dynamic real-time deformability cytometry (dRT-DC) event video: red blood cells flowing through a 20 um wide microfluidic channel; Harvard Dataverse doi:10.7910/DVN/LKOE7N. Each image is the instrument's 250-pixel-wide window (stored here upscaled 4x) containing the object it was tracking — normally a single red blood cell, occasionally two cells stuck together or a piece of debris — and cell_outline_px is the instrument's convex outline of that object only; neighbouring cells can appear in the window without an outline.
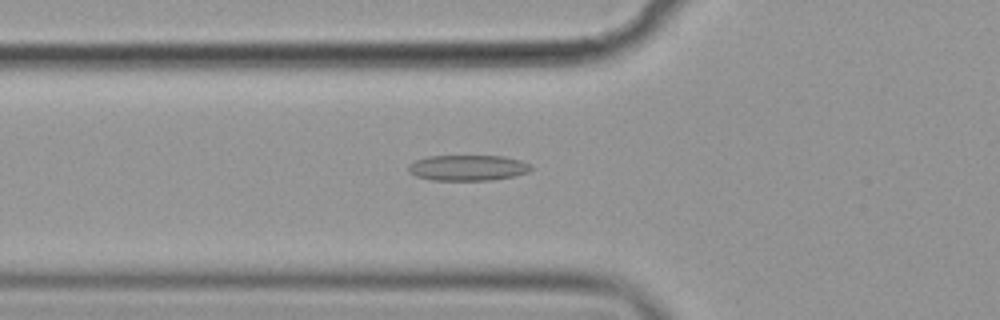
{"species": "common noctule bat (a hibernating species)", "species_latin": "Nyctalus noctula", "temperature_condition": "cold", "stored_images_in_passage": 57, "camera_frame_rate_fps": 3000, "um_per_image_px": 0.085, "animal": {"sex": "female", "body_mass_g": 19.9}, "frame": {"image": 1, "passage_image": 21, "time_ms": 6.667, "image_size_px": [1000, 320], "cell_outline_px": [[532, 168], [528, 172], [512, 176], [488, 180], [432, 180], [416, 176], [408, 172], [408, 164], [416, 160], [428, 156], [504, 156], [520, 160], [528, 164]], "centroid_in_image_um": [39.71, 14.26], "position_along_channel_um": 86.1, "area_um2": 18.21}}
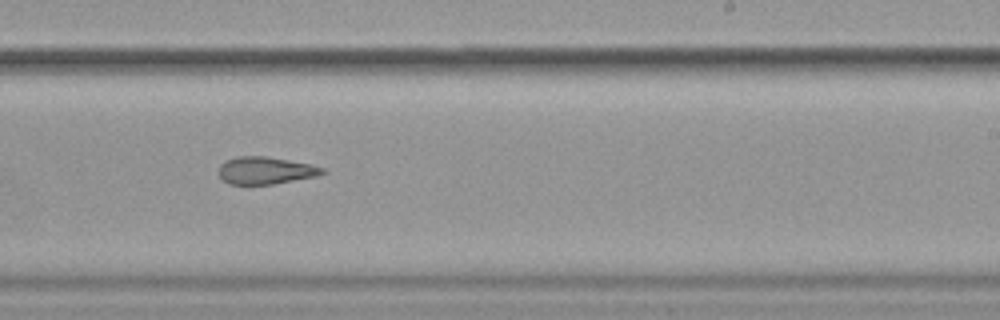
{"frame": {"image": 2, "passage_image": 36, "time_ms": 11.667, "image_size_px": [1000, 320], "cell_outline_px": [[328, 172], [316, 176], [272, 184], [228, 184], [220, 176], [220, 164], [224, 160], [236, 156], [264, 156], [312, 164], [324, 168]], "centroid_in_image_um": [22.58, 14.48], "position_along_channel_um": 266.4, "area_um2": 16.47}}
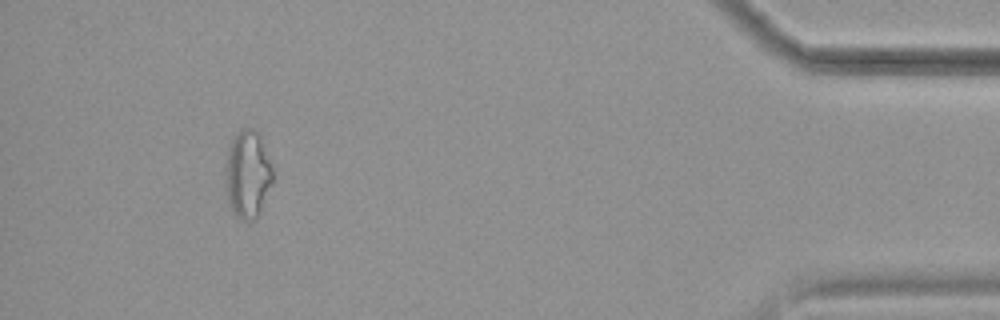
{"frame": {"image": 3, "passage_image": 53, "time_ms": 17.333, "image_size_px": [1000, 320], "cell_outline_px": [[276, 180], [256, 220], [244, 220], [232, 212], [224, 188], [224, 184], [228, 148], [232, 140], [244, 128], [252, 128], [260, 136], [276, 176]], "centroid_in_image_um": [21.09, 14.87], "position_along_channel_um": 414.1, "area_um2": 24.62}, "authors_computed_cell_mechanics": {"area_um2": 18.7272, "velocity_mm_per_s": 3.6076, "shape_relaxation_time_tau1_ms": null, "shape_relaxation_time_tau2_ms": 4.1594, "deformation_change_tau1": null, "deformation_change_tau2": 0.1454}}